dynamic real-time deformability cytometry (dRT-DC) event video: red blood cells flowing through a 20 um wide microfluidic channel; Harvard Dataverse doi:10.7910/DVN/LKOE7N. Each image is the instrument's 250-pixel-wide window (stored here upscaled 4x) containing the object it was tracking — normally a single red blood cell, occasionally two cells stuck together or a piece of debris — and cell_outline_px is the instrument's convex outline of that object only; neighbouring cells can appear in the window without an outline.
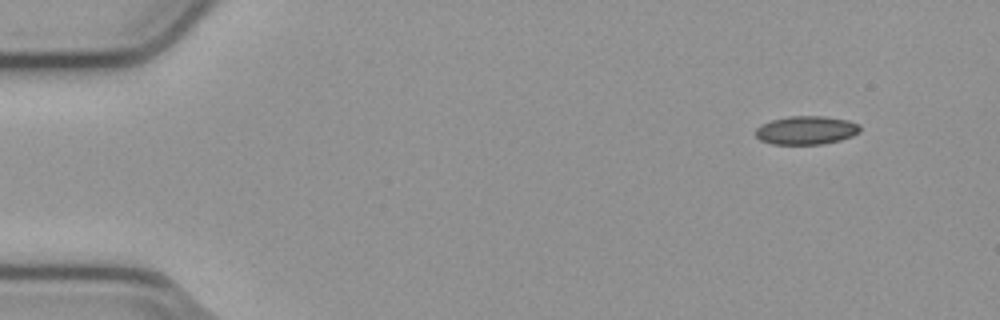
{"species": "common noctule bat (a hibernating species)", "species_latin": "Nyctalus noctula", "temperature_condition": "cold", "stored_images_in_passage": 50, "camera_frame_rate_fps": 3000, "um_per_image_px": 0.085, "animal": {"sex": "male", "body_mass_g": 23.1, "forearm_length_mm": 52.7}, "frame": {"image": 1, "passage_image": 1, "time_ms": 0.0, "image_size_px": [1000, 320], "cell_outline_px": [[860, 132], [852, 136], [840, 140], [824, 144], [772, 144], [760, 140], [756, 136], [756, 128], [760, 124], [772, 120], [788, 116], [824, 116], [848, 120], [860, 124]], "centroid_in_image_um": [68.54, 11.07], "position_along_channel_um": 16.5, "area_um2": 17.46}}
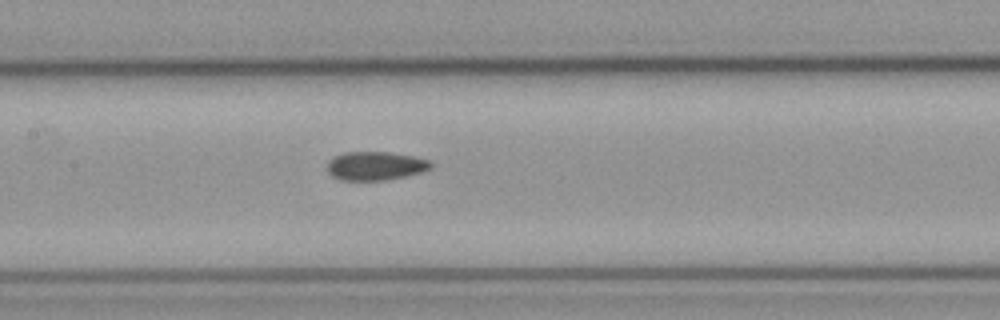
{"frame": {"image": 2, "passage_image": 22, "time_ms": 7.0, "image_size_px": [1000, 320], "cell_outline_px": [[432, 168], [420, 172], [388, 180], [340, 180], [332, 176], [328, 172], [328, 160], [344, 152], [388, 152], [412, 156], [432, 160]], "centroid_in_image_um": [31.92, 14.1], "position_along_channel_um": 175.5, "area_um2": 17.28}}
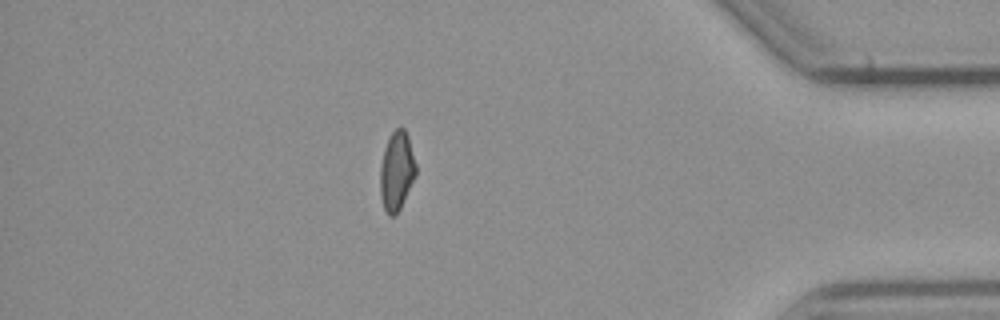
{"frame": {"image": 3, "passage_image": 43, "time_ms": 14.0, "image_size_px": [1000, 320], "cell_outline_px": [[416, 176], [400, 208], [392, 216], [388, 216], [384, 208], [380, 196], [380, 168], [384, 148], [392, 132], [396, 128], [404, 128], [408, 136], [416, 164]], "centroid_in_image_um": [33.71, 14.54], "position_along_channel_um": 401.5, "area_um2": 16.36}, "authors_computed_cell_mechanics": {"area_um2": 17.34, "velocity_mm_per_s": 3.8078, "shape_relaxation_time_tau1_ms": null, "shape_relaxation_time_tau2_ms": 2.4833, "deformation_change_tau1": null, "deformation_change_tau2": 0.055}}